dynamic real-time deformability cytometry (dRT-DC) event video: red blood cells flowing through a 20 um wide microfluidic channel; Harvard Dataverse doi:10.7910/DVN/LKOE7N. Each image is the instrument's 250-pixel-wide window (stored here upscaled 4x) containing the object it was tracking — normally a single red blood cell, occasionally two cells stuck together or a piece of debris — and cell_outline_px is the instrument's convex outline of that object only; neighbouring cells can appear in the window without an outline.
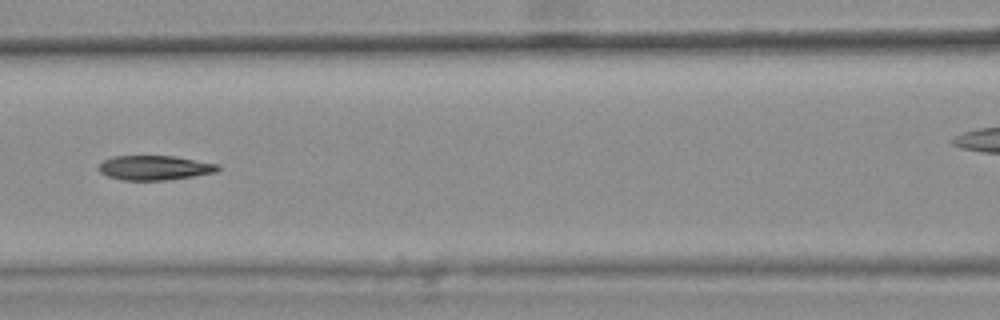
{"species": "common noctule bat (a hibernating species)", "species_latin": "Nyctalus noctula", "temperature_condition": "warm", "stored_images_in_passage": 6, "camera_frame_rate_fps": 3000, "um_per_image_px": 0.085, "animal": {"sex": "female", "body_mass_g": 25.1}, "frame": {"image": 1, "passage_image": 5, "time_ms": 1.333, "image_size_px": [1000, 320], "cell_outline_px": [[220, 168], [216, 172], [192, 176], [164, 180], [124, 180], [108, 176], [100, 172], [96, 168], [104, 160], [112, 156], [172, 156], [220, 164]], "centroid_in_image_um": [13.13, 14.25], "position_along_channel_um": 153.5, "area_um2": 16.94}}